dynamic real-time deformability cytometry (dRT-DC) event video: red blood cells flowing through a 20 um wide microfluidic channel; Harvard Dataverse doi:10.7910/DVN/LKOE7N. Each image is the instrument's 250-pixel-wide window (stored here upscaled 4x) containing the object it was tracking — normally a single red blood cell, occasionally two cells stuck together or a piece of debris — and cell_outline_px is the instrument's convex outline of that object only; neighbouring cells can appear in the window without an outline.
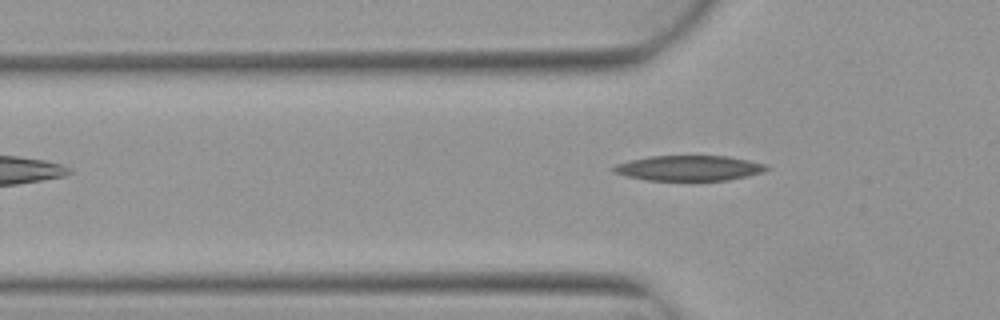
{"species": "Egyptian fruit bat (a non-hibernating species)", "species_latin": "Rousettus aegyptiacus", "temperature_condition": "warm", "stored_images_in_passage": 4, "camera_frame_rate_fps": 3000, "um_per_image_px": 0.085, "animal": {"sex": "female"}, "frame": {"image": 1, "passage_image": 4, "time_ms": 1.0, "image_size_px": [1000, 320], "cell_outline_px": [[768, 168], [760, 172], [728, 180], [648, 180], [628, 176], [612, 172], [608, 168], [616, 164], [632, 160], [652, 156], [728, 156], [748, 160], [764, 164]], "centroid_in_image_um": [58.49, 14.28], "position_along_channel_um": 67.3, "area_um2": 22.14}}